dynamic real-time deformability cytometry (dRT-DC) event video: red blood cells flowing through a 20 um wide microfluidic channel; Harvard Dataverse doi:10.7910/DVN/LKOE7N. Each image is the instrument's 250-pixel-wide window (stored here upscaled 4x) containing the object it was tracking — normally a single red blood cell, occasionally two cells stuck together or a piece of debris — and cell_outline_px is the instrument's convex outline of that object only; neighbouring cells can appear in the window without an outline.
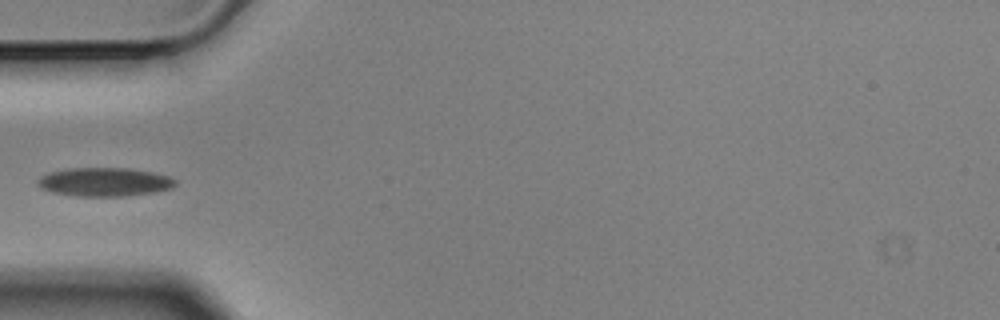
{"species": "Egyptian fruit bat (a non-hibernating species)", "species_latin": "Rousettus aegyptiacus", "temperature_condition": "cold", "stored_images_in_passage": 4, "camera_frame_rate_fps": 3000, "um_per_image_px": 0.085, "animal": {"sex": "male"}, "frame": {"image": 1, "passage_image": 4, "time_ms": 1.0, "image_size_px": [1000, 320], "cell_outline_px": [[176, 184], [172, 188], [156, 192], [124, 196], [76, 196], [52, 192], [40, 188], [36, 184], [36, 180], [40, 176], [52, 172], [68, 168], [128, 168], [152, 172], [168, 176], [176, 180]], "centroid_in_image_um": [8.87, 15.47], "position_along_channel_um": 76.1, "area_um2": 23.06}}